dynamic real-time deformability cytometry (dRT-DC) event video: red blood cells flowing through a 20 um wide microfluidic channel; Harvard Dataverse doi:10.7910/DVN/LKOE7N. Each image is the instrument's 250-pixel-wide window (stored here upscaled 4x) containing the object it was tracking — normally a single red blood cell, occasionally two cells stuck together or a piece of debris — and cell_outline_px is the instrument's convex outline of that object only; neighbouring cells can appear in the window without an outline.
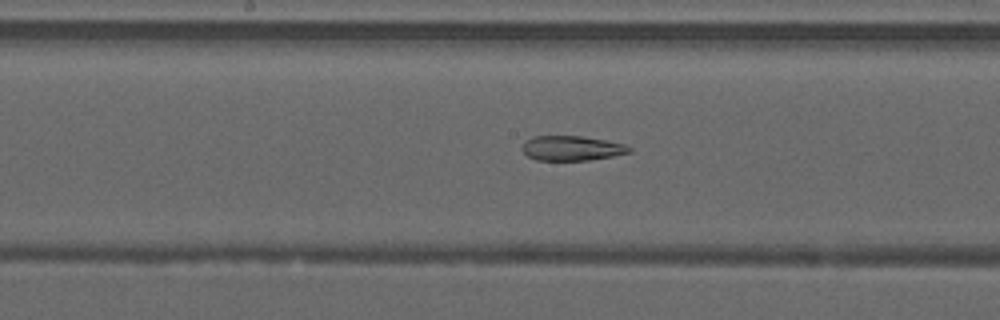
{"species": "common noctule bat (a hibernating species)", "species_latin": "Nyctalus noctula", "temperature_condition": "warm", "stored_images_in_passage": 49, "segment_of_instrument_passage": [2, 2], "camera_frame_rate_fps": 3000, "um_per_image_px": 0.085, "animal": {"sex": "male", "forearm_length_mm": 52.5}, "frame": {"image": 1, "passage_image": 26, "time_ms": 8.333, "image_size_px": [1000, 320], "cell_outline_px": [[632, 152], [612, 156], [588, 160], [536, 160], [528, 156], [520, 148], [532, 136], [580, 136], [604, 140], [624, 144], [632, 148]], "centroid_in_image_um": [48.6, 12.6], "position_along_channel_um": 199.6, "area_um2": 15.32}}
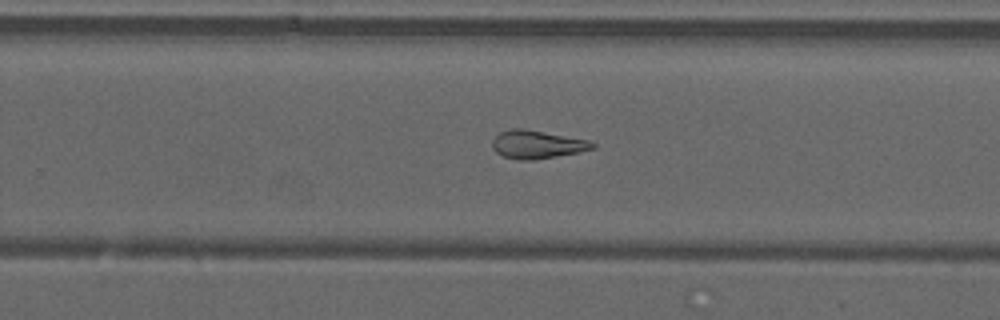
{"frame": {"image": 2, "passage_image": 32, "time_ms": 10.333, "image_size_px": [1000, 320], "cell_outline_px": [[596, 148], [556, 156], [532, 160], [520, 160], [504, 156], [496, 152], [492, 148], [492, 140], [500, 132], [512, 128], [524, 128], [588, 140], [596, 144]], "centroid_in_image_um": [45.63, 12.27], "position_along_channel_um": 284.2, "area_um2": 16.3}}
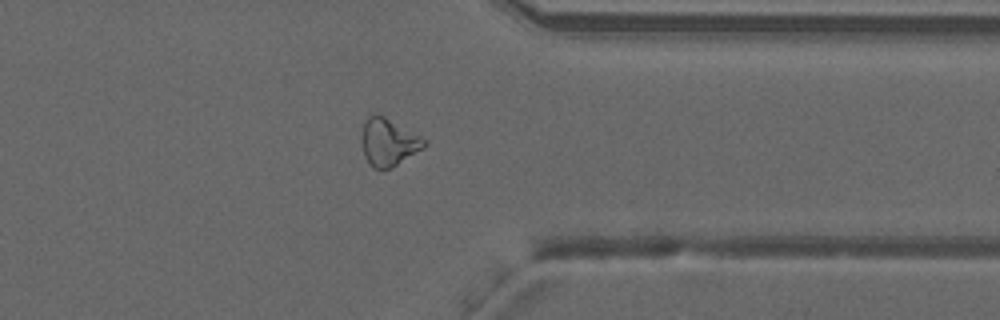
{"frame": {"image": 3, "passage_image": 39, "time_ms": 12.667, "image_size_px": [1000, 320], "cell_outline_px": [[428, 144], [424, 148], [392, 168], [372, 168], [364, 156], [360, 140], [360, 136], [364, 124], [368, 116], [372, 112], [376, 112], [384, 116], [428, 140]], "centroid_in_image_um": [33.01, 12.07], "position_along_channel_um": 378.4, "area_um2": 17.63}}